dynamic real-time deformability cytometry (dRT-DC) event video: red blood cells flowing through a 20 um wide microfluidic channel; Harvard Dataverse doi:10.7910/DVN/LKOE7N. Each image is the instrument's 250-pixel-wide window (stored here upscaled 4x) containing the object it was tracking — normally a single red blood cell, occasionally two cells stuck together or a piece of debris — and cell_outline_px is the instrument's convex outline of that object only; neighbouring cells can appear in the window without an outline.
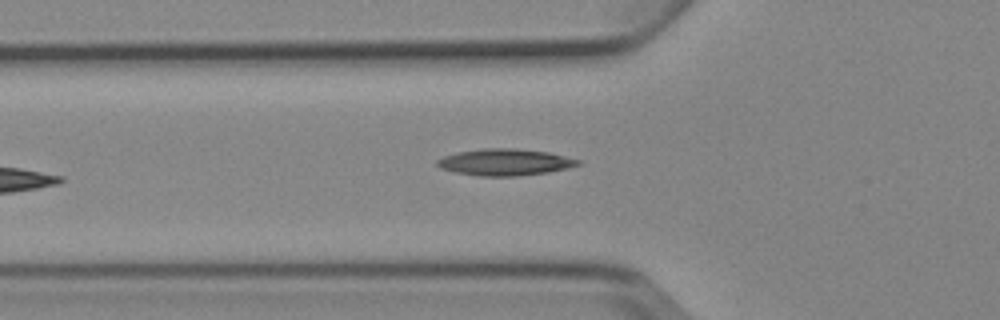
{"species": "Egyptian fruit bat (a non-hibernating species)", "species_latin": "Rousettus aegyptiacus", "temperature_condition": "cold", "stored_images_in_passage": 6, "camera_frame_rate_fps": 3000, "um_per_image_px": 0.085, "animal": {"sex": "female"}, "frame": {"image": 1, "passage_image": 6, "time_ms": 6.667, "image_size_px": [1000, 320], "cell_outline_px": [[580, 164], [568, 168], [548, 172], [516, 176], [480, 176], [456, 172], [440, 168], [436, 164], [436, 160], [444, 156], [456, 152], [484, 148], [516, 148], [548, 152], [580, 160]], "centroid_in_image_um": [42.9, 13.78], "position_along_channel_um": 82.9, "area_um2": 21.79}}